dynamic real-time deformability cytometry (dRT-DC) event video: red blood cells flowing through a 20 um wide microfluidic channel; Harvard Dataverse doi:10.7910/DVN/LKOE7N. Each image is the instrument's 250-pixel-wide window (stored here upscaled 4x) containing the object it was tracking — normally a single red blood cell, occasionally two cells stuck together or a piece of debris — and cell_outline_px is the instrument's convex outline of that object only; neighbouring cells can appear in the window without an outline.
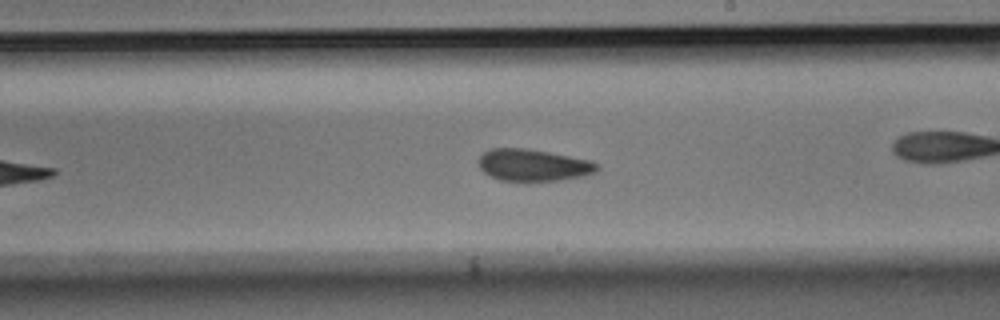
{"species": "Egyptian fruit bat (a non-hibernating species)", "species_latin": "Rousettus aegyptiacus", "temperature_condition": "room temperature", "stored_images_in_passage": 30, "camera_frame_rate_fps": 3000, "um_per_image_px": 0.085, "animal": {"sex": "male"}, "frame": {"image": 1, "passage_image": 22, "time_ms": 7.0, "image_size_px": [1000, 320], "cell_outline_px": [[600, 168], [596, 172], [584, 176], [560, 180], [524, 184], [500, 180], [484, 172], [476, 164], [476, 160], [484, 152], [492, 148], [528, 148], [592, 160], [600, 164]], "centroid_in_image_um": [45.33, 14.07], "position_along_channel_um": 243.7, "area_um2": 23.06}}